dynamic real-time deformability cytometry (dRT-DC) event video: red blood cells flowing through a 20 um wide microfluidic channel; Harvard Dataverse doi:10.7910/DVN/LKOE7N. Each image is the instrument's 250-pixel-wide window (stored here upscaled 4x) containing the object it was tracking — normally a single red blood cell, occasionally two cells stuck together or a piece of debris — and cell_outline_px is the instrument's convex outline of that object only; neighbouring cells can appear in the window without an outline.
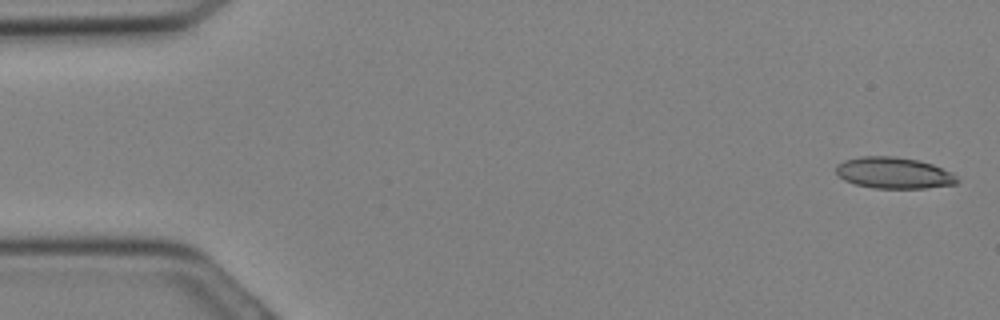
{"species": "Egyptian fruit bat (a non-hibernating species)", "species_latin": "Rousettus aegyptiacus", "temperature_condition": "cold", "stored_images_in_passage": 10, "camera_frame_rate_fps": 3000, "um_per_image_px": 0.085, "animal": {"sex": "female"}, "frame": {"image": 1, "passage_image": 1, "time_ms": 0.0, "image_size_px": [1000, 320], "cell_outline_px": [[960, 180], [956, 184], [924, 188], [876, 188], [856, 184], [844, 180], [836, 172], [836, 164], [844, 160], [864, 156], [896, 156], [916, 160], [932, 164], [952, 172]], "centroid_in_image_um": [75.98, 14.69], "position_along_channel_um": 9.0, "area_um2": 22.02}}